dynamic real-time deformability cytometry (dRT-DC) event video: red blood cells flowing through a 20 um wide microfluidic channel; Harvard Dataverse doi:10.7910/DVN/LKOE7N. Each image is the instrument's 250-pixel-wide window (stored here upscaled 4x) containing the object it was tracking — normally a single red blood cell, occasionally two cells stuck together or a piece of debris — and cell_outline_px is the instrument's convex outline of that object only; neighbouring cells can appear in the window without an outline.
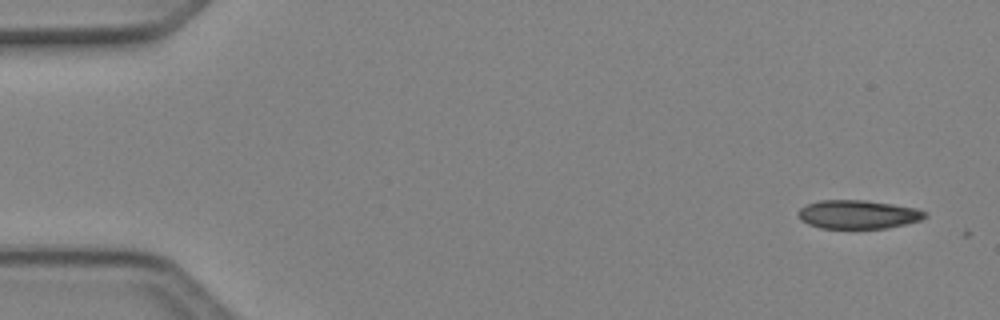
{"species": "Egyptian fruit bat (a non-hibernating species)", "species_latin": "Rousettus aegyptiacus", "temperature_condition": "cold", "stored_images_in_passage": 2, "camera_frame_rate_fps": 3000, "um_per_image_px": 0.085, "animal": {"sex": "female"}, "frame": {"image": 1, "passage_image": 1, "time_ms": 0.0, "image_size_px": [1000, 320], "cell_outline_px": [[928, 216], [920, 220], [888, 228], [820, 228], [808, 224], [800, 220], [796, 212], [804, 204], [820, 200], [868, 200], [916, 208], [928, 212]], "centroid_in_image_um": [72.9, 18.22], "position_along_channel_um": 12.1, "area_um2": 21.39}}